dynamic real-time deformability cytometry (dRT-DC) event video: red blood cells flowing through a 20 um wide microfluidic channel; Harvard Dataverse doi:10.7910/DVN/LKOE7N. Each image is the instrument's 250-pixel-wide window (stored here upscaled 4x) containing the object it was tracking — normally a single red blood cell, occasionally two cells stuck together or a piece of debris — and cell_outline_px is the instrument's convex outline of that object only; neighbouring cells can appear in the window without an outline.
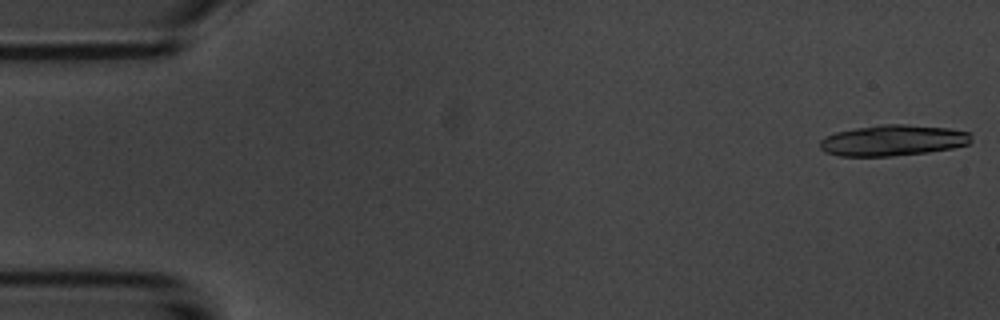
{"species": "common noctule bat (a hibernating species)", "species_latin": "Nyctalus noctula", "temperature_condition": "room temperature", "stored_images_in_passage": 14, "camera_frame_rate_fps": 3000, "um_per_image_px": 0.085, "animal": {"sex": "male", "body_mass_g": 20.1, "forearm_length_mm": 53.5}, "frame": {"image": 1, "passage_image": 1, "time_ms": 0.0, "image_size_px": [1000, 320], "cell_outline_px": [[972, 140], [968, 144], [952, 148], [928, 152], [892, 156], [840, 156], [824, 152], [820, 148], [820, 140], [824, 136], [836, 132], [856, 128], [880, 124], [904, 124], [948, 128], [972, 132]], "centroid_in_image_um": [75.9, 11.93], "position_along_channel_um": 9.1, "area_um2": 27.46}}